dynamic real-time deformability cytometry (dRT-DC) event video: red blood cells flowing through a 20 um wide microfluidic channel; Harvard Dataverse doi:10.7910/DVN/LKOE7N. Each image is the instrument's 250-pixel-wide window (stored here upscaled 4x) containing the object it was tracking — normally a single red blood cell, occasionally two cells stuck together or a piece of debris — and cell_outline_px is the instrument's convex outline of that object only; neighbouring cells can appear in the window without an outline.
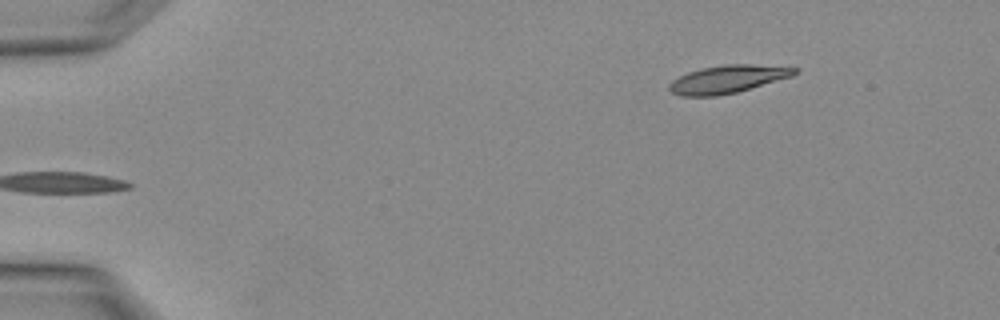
{"species": "Egyptian fruit bat (a non-hibernating species)", "species_latin": "Rousettus aegyptiacus", "temperature_condition": "warm", "stored_images_in_passage": 2, "camera_frame_rate_fps": 3000, "um_per_image_px": 0.085, "animal": {"sex": "female"}, "frame": {"image": 1, "passage_image": 2, "time_ms": 0.333, "image_size_px": [1000, 320], "cell_outline_px": [[800, 68], [792, 76], [736, 92], [716, 96], [680, 96], [672, 92], [668, 88], [668, 84], [672, 80], [688, 72], [700, 68], [724, 64], [752, 64]], "centroid_in_image_um": [61.81, 6.72], "position_along_channel_um": 23.2, "area_um2": 20.23}}